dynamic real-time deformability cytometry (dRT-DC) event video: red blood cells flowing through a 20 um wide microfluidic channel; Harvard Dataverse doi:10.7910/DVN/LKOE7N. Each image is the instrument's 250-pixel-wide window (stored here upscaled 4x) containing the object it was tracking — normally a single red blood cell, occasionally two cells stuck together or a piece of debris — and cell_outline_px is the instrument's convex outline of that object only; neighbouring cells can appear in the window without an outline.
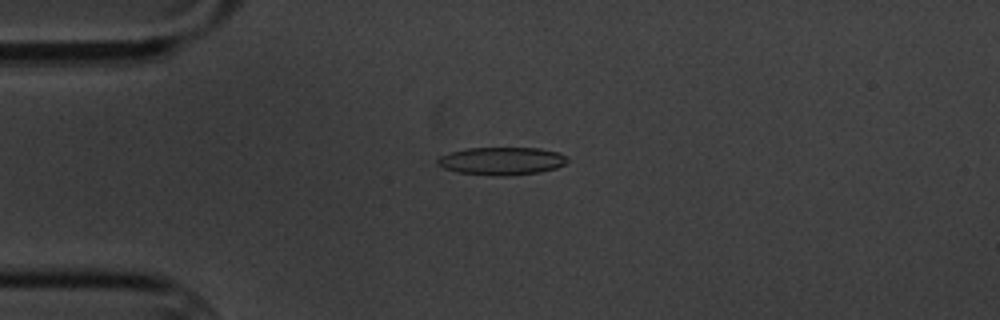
{"species": "common noctule bat (a hibernating species)", "species_latin": "Nyctalus noctula", "temperature_condition": "cold", "stored_images_in_passage": 7, "camera_frame_rate_fps": 3000, "um_per_image_px": 0.085, "animal": {"sex": "male", "body_mass_g": 20.1, "forearm_length_mm": 53.5}, "frame": {"image": 1, "passage_image": 4, "time_ms": 3.667, "image_size_px": [1000, 320], "cell_outline_px": [[568, 160], [564, 164], [556, 168], [540, 172], [508, 176], [496, 176], [456, 172], [444, 168], [436, 164], [436, 160], [440, 156], [452, 152], [468, 148], [540, 148], [560, 152], [568, 156]], "centroid_in_image_um": [42.67, 13.69], "position_along_channel_um": 42.3, "area_um2": 21.21}}
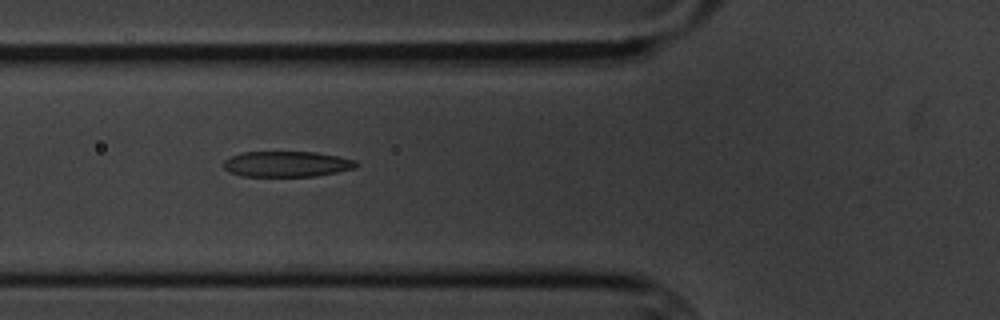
{"frame": {"image": 2, "passage_image": 6, "time_ms": 6.0, "image_size_px": [1000, 320], "cell_outline_px": [[356, 168], [336, 172], [312, 176], [240, 176], [228, 172], [224, 168], [224, 160], [240, 152], [316, 152], [340, 156], [356, 160]], "centroid_in_image_um": [24.35, 13.94], "position_along_channel_um": 101.4, "area_um2": 19.83}}
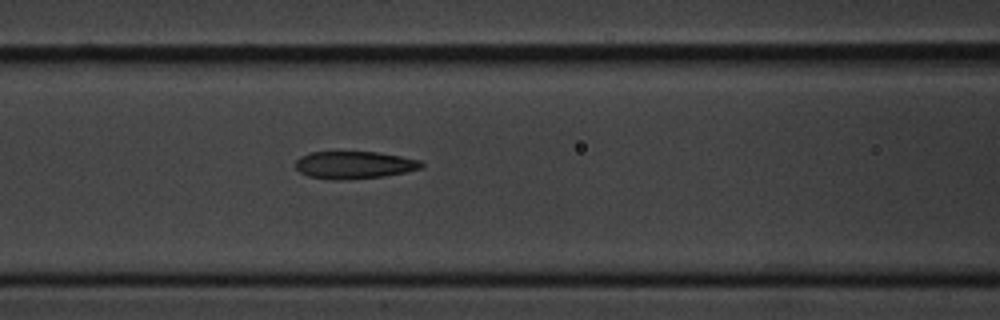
{"frame": {"image": 3, "passage_image": 7, "time_ms": 7.0, "image_size_px": [1000, 320], "cell_outline_px": [[424, 168], [384, 176], [332, 180], [328, 180], [308, 176], [300, 172], [296, 168], [296, 160], [300, 156], [312, 152], [376, 152], [400, 156], [420, 160], [424, 164]], "centroid_in_image_um": [30.11, 14.02], "position_along_channel_um": 136.5, "area_um2": 20.06}}